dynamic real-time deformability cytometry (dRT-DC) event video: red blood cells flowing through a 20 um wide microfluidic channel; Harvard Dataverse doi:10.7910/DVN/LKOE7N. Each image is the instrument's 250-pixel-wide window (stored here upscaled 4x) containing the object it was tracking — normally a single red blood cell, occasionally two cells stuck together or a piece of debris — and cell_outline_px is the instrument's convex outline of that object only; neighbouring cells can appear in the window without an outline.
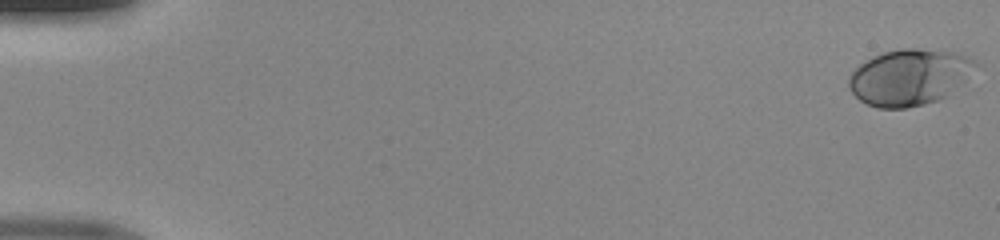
{"species": "human", "species_latin": "Homo sapiens", "temperature_condition": "room temperature", "stored_images_in_passage": 50, "camera_frame_rate_fps": 3000, "um_per_image_px": 0.085, "donor": {"sex": "male"}, "frame": {"image": 1, "passage_image": 1, "time_ms": 0.0, "image_size_px": [1000, 240], "cell_outline_px": [[984, 68], [948, 96], [924, 104], [904, 108], [876, 108], [860, 100], [848, 88], [848, 80], [852, 72], [864, 60], [884, 52], [900, 48], [916, 48], [956, 52], [968, 56], [976, 60]], "centroid_in_image_um": [77.42, 6.54], "position_along_channel_um": 7.6, "area_um2": 42.48}}
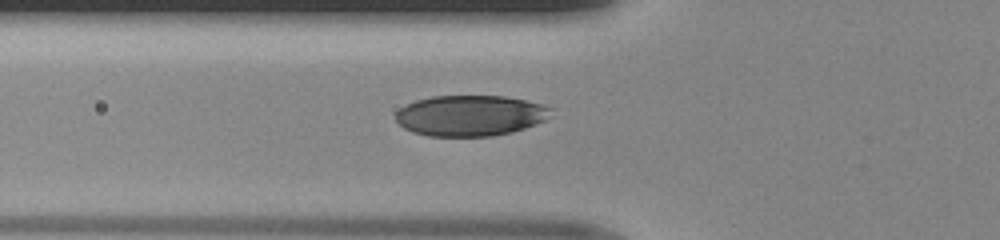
{"frame": {"image": 2, "passage_image": 19, "time_ms": 6.0, "image_size_px": [1000, 240], "cell_outline_px": [[552, 108], [544, 120], [536, 124], [512, 132], [492, 136], [428, 136], [412, 132], [404, 128], [396, 120], [396, 112], [400, 108], [416, 100], [432, 96], [504, 96], [544, 104]], "centroid_in_image_um": [39.96, 9.82], "position_along_channel_um": 85.8, "area_um2": 36.76}}
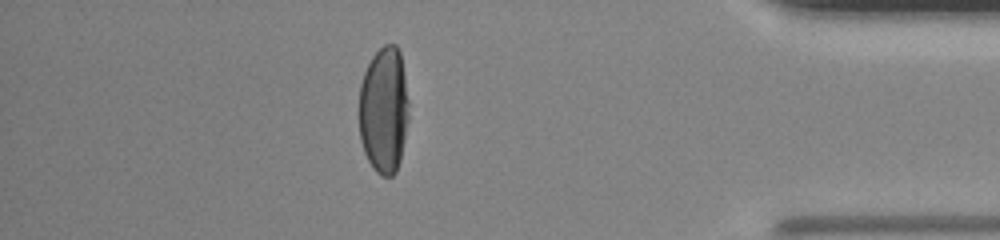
{"frame": {"image": 3, "passage_image": 44, "time_ms": 14.333, "image_size_px": [1000, 240], "cell_outline_px": [[408, 116], [404, 140], [400, 160], [396, 172], [392, 176], [380, 176], [372, 168], [364, 152], [360, 140], [360, 84], [364, 72], [372, 56], [384, 44], [396, 44], [400, 52], [408, 100]], "centroid_in_image_um": [32.62, 9.37], "position_along_channel_um": 402.6, "area_um2": 36.65}}